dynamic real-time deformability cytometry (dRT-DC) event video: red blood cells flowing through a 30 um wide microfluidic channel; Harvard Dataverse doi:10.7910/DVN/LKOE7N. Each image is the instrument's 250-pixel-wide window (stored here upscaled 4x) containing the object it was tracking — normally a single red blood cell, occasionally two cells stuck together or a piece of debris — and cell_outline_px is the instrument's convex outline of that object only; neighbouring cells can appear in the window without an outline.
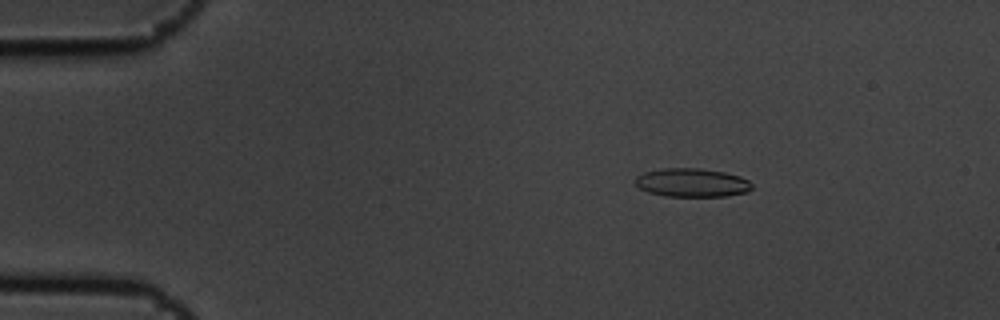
{"species": "common noctule bat (a hibernating species)", "species_latin": "Nyctalus noctula", "temperature_condition": "cold", "stored_images_in_passage": 4, "camera_frame_rate_fps": 3000, "um_per_image_px": 0.085, "animal": {"sex": "male", "body_mass_g": 19.5, "forearm_length_mm": 54.6}, "frame": {"image": 1, "passage_image": 2, "time_ms": 0.333, "image_size_px": [1000, 320], "cell_outline_px": [[752, 188], [748, 192], [724, 196], [664, 196], [648, 192], [640, 188], [632, 180], [636, 176], [644, 172], [664, 168], [700, 168], [724, 172], [740, 176], [748, 180], [752, 184]], "centroid_in_image_um": [58.8, 15.52], "position_along_channel_um": 26.2, "area_um2": 19.54}}